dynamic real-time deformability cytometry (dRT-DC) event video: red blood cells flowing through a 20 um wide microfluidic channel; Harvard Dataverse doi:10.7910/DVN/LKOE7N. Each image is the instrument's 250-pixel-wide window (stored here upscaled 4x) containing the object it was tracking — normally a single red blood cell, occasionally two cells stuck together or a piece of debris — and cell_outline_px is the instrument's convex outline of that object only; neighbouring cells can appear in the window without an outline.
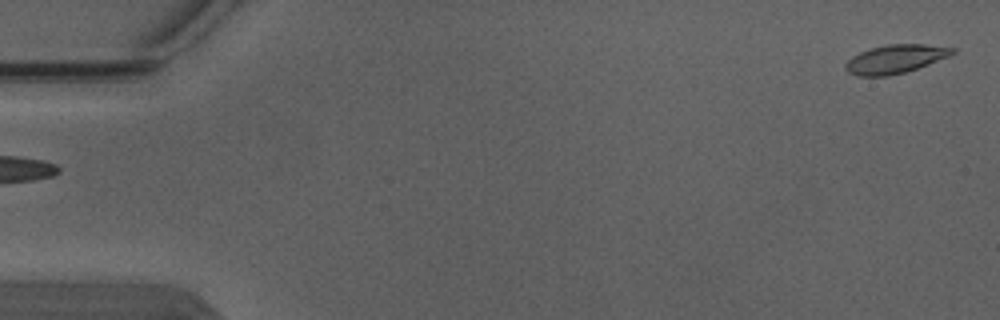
{"species": "Egyptian fruit bat (a non-hibernating species)", "species_latin": "Rousettus aegyptiacus", "temperature_condition": "warm", "stored_images_in_passage": 4, "segment_of_instrument_passage": [2, 2], "camera_frame_rate_fps": 3000, "um_per_image_px": 0.085, "animal": {"sex": "male"}, "frame": {"image": 1, "passage_image": 4, "time_ms": 1.0, "image_size_px": [1000, 320], "cell_outline_px": [[956, 52], [948, 56], [928, 64], [904, 72], [888, 76], [856, 76], [848, 72], [844, 68], [844, 64], [852, 56], [860, 52], [872, 48], [888, 44], [924, 44], [956, 48]], "centroid_in_image_um": [76.07, 5.02], "position_along_channel_um": 8.9, "area_um2": 17.69}}